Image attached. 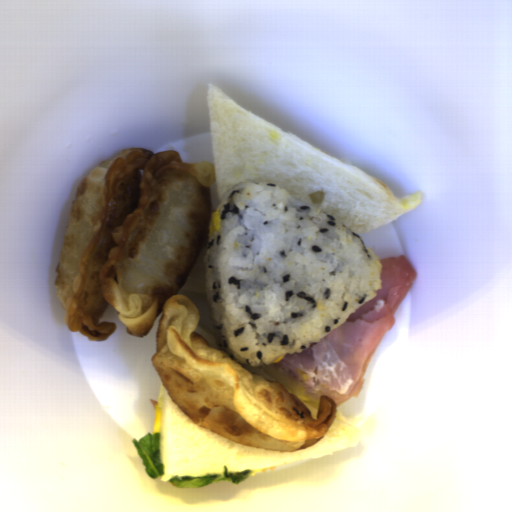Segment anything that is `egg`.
I'll return each mask as SVG.
<instances>
[{
    "label": "egg",
    "instance_id": "obj_1",
    "mask_svg": "<svg viewBox=\"0 0 512 512\" xmlns=\"http://www.w3.org/2000/svg\"><path fill=\"white\" fill-rule=\"evenodd\" d=\"M266 376L276 380L289 391H291L298 399H300L309 409L312 418L315 420L318 417V408H319V400L313 399L311 397L305 396L304 390L301 384L293 381L292 379L282 375L277 370L271 367V363L268 365L261 366H250Z\"/></svg>",
    "mask_w": 512,
    "mask_h": 512
},
{
    "label": "egg",
    "instance_id": "obj_2",
    "mask_svg": "<svg viewBox=\"0 0 512 512\" xmlns=\"http://www.w3.org/2000/svg\"><path fill=\"white\" fill-rule=\"evenodd\" d=\"M165 394H166V389L162 383L161 386L159 387L157 398H156V407L154 410L152 435H154L156 433L160 434L164 402H165Z\"/></svg>",
    "mask_w": 512,
    "mask_h": 512
}]
</instances>
